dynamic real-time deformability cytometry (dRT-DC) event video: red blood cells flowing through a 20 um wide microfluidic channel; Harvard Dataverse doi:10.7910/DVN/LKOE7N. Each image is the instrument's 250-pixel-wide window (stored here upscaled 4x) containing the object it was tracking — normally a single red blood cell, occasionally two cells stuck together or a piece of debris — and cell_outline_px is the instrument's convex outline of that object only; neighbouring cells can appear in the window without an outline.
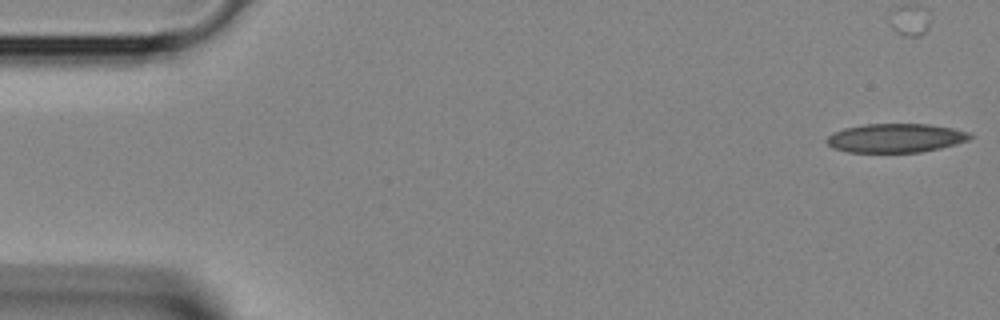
{"species": "Egyptian fruit bat (a non-hibernating species)", "species_latin": "Rousettus aegyptiacus", "temperature_condition": "room temperature", "stored_images_in_passage": 3, "camera_frame_rate_fps": 3000, "um_per_image_px": 0.085, "animal": {"sex": "female"}, "frame": {"image": 1, "passage_image": 3, "time_ms": 0.667, "image_size_px": [1000, 320], "cell_outline_px": [[972, 136], [968, 140], [956, 144], [940, 148], [920, 152], [848, 152], [832, 148], [824, 140], [832, 132], [844, 128], [864, 124], [928, 124], [952, 128], [972, 132]], "centroid_in_image_um": [76.11, 11.73], "position_along_channel_um": 8.9, "area_um2": 24.28}}